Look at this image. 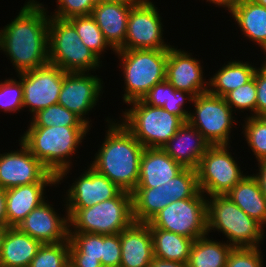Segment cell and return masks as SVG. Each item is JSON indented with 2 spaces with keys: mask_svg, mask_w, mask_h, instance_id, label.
<instances>
[{
  "mask_svg": "<svg viewBox=\"0 0 266 267\" xmlns=\"http://www.w3.org/2000/svg\"><path fill=\"white\" fill-rule=\"evenodd\" d=\"M46 200L36 207L17 228L39 241L41 244H54L69 239V217H60L52 204Z\"/></svg>",
  "mask_w": 266,
  "mask_h": 267,
  "instance_id": "17",
  "label": "cell"
},
{
  "mask_svg": "<svg viewBox=\"0 0 266 267\" xmlns=\"http://www.w3.org/2000/svg\"><path fill=\"white\" fill-rule=\"evenodd\" d=\"M230 14L243 32L244 37L256 42L264 51L266 49V7L246 0Z\"/></svg>",
  "mask_w": 266,
  "mask_h": 267,
  "instance_id": "26",
  "label": "cell"
},
{
  "mask_svg": "<svg viewBox=\"0 0 266 267\" xmlns=\"http://www.w3.org/2000/svg\"><path fill=\"white\" fill-rule=\"evenodd\" d=\"M57 183H32L5 190L6 223L8 227H17L25 217L45 200L46 186Z\"/></svg>",
  "mask_w": 266,
  "mask_h": 267,
  "instance_id": "23",
  "label": "cell"
},
{
  "mask_svg": "<svg viewBox=\"0 0 266 267\" xmlns=\"http://www.w3.org/2000/svg\"><path fill=\"white\" fill-rule=\"evenodd\" d=\"M41 245L17 227H9L0 251V267H29Z\"/></svg>",
  "mask_w": 266,
  "mask_h": 267,
  "instance_id": "24",
  "label": "cell"
},
{
  "mask_svg": "<svg viewBox=\"0 0 266 267\" xmlns=\"http://www.w3.org/2000/svg\"><path fill=\"white\" fill-rule=\"evenodd\" d=\"M120 267H149L153 255V239L147 223L134 222L120 232Z\"/></svg>",
  "mask_w": 266,
  "mask_h": 267,
  "instance_id": "22",
  "label": "cell"
},
{
  "mask_svg": "<svg viewBox=\"0 0 266 267\" xmlns=\"http://www.w3.org/2000/svg\"><path fill=\"white\" fill-rule=\"evenodd\" d=\"M68 21L75 27L82 43L99 58L102 53L106 52L105 49L107 48L115 52L106 42L102 31L91 15L72 17Z\"/></svg>",
  "mask_w": 266,
  "mask_h": 267,
  "instance_id": "33",
  "label": "cell"
},
{
  "mask_svg": "<svg viewBox=\"0 0 266 267\" xmlns=\"http://www.w3.org/2000/svg\"><path fill=\"white\" fill-rule=\"evenodd\" d=\"M207 197L201 191L193 198L177 200L160 210L149 228H160L193 240L207 233Z\"/></svg>",
  "mask_w": 266,
  "mask_h": 267,
  "instance_id": "9",
  "label": "cell"
},
{
  "mask_svg": "<svg viewBox=\"0 0 266 267\" xmlns=\"http://www.w3.org/2000/svg\"><path fill=\"white\" fill-rule=\"evenodd\" d=\"M257 164L259 167V172L255 175L253 174V176L257 179L261 188V192L266 198V159L259 161Z\"/></svg>",
  "mask_w": 266,
  "mask_h": 267,
  "instance_id": "44",
  "label": "cell"
},
{
  "mask_svg": "<svg viewBox=\"0 0 266 267\" xmlns=\"http://www.w3.org/2000/svg\"><path fill=\"white\" fill-rule=\"evenodd\" d=\"M127 105L133 106L122 112L120 122L145 148L163 147L185 123L162 107L147 105L142 100Z\"/></svg>",
  "mask_w": 266,
  "mask_h": 267,
  "instance_id": "7",
  "label": "cell"
},
{
  "mask_svg": "<svg viewBox=\"0 0 266 267\" xmlns=\"http://www.w3.org/2000/svg\"><path fill=\"white\" fill-rule=\"evenodd\" d=\"M263 52H264V55H265L266 54V49ZM265 59H266V57H265ZM262 65L266 68V60L264 61V63Z\"/></svg>",
  "mask_w": 266,
  "mask_h": 267,
  "instance_id": "51",
  "label": "cell"
},
{
  "mask_svg": "<svg viewBox=\"0 0 266 267\" xmlns=\"http://www.w3.org/2000/svg\"><path fill=\"white\" fill-rule=\"evenodd\" d=\"M183 169L184 167L175 162L162 148H144L139 167V181L135 189L163 186Z\"/></svg>",
  "mask_w": 266,
  "mask_h": 267,
  "instance_id": "21",
  "label": "cell"
},
{
  "mask_svg": "<svg viewBox=\"0 0 266 267\" xmlns=\"http://www.w3.org/2000/svg\"><path fill=\"white\" fill-rule=\"evenodd\" d=\"M251 1L266 7V0H251Z\"/></svg>",
  "mask_w": 266,
  "mask_h": 267,
  "instance_id": "50",
  "label": "cell"
},
{
  "mask_svg": "<svg viewBox=\"0 0 266 267\" xmlns=\"http://www.w3.org/2000/svg\"><path fill=\"white\" fill-rule=\"evenodd\" d=\"M8 228L9 227L7 225H0V251H1L3 240H4V237L6 235Z\"/></svg>",
  "mask_w": 266,
  "mask_h": 267,
  "instance_id": "49",
  "label": "cell"
},
{
  "mask_svg": "<svg viewBox=\"0 0 266 267\" xmlns=\"http://www.w3.org/2000/svg\"><path fill=\"white\" fill-rule=\"evenodd\" d=\"M57 9L50 17L68 20L76 16L91 15L95 2L93 0H57Z\"/></svg>",
  "mask_w": 266,
  "mask_h": 267,
  "instance_id": "40",
  "label": "cell"
},
{
  "mask_svg": "<svg viewBox=\"0 0 266 267\" xmlns=\"http://www.w3.org/2000/svg\"><path fill=\"white\" fill-rule=\"evenodd\" d=\"M242 133L257 162L266 159V116H248Z\"/></svg>",
  "mask_w": 266,
  "mask_h": 267,
  "instance_id": "36",
  "label": "cell"
},
{
  "mask_svg": "<svg viewBox=\"0 0 266 267\" xmlns=\"http://www.w3.org/2000/svg\"><path fill=\"white\" fill-rule=\"evenodd\" d=\"M90 129L89 126L28 127L19 141L57 176V184H61L73 165L71 156Z\"/></svg>",
  "mask_w": 266,
  "mask_h": 267,
  "instance_id": "3",
  "label": "cell"
},
{
  "mask_svg": "<svg viewBox=\"0 0 266 267\" xmlns=\"http://www.w3.org/2000/svg\"><path fill=\"white\" fill-rule=\"evenodd\" d=\"M48 47L49 63L65 72H91L102 66V60L82 43L68 20L50 17Z\"/></svg>",
  "mask_w": 266,
  "mask_h": 267,
  "instance_id": "8",
  "label": "cell"
},
{
  "mask_svg": "<svg viewBox=\"0 0 266 267\" xmlns=\"http://www.w3.org/2000/svg\"><path fill=\"white\" fill-rule=\"evenodd\" d=\"M101 1H103V2H119V3H124V4L136 5L141 0H101Z\"/></svg>",
  "mask_w": 266,
  "mask_h": 267,
  "instance_id": "48",
  "label": "cell"
},
{
  "mask_svg": "<svg viewBox=\"0 0 266 267\" xmlns=\"http://www.w3.org/2000/svg\"><path fill=\"white\" fill-rule=\"evenodd\" d=\"M46 7L29 0L16 18L0 30L2 50L17 73H23L49 62V20Z\"/></svg>",
  "mask_w": 266,
  "mask_h": 267,
  "instance_id": "1",
  "label": "cell"
},
{
  "mask_svg": "<svg viewBox=\"0 0 266 267\" xmlns=\"http://www.w3.org/2000/svg\"><path fill=\"white\" fill-rule=\"evenodd\" d=\"M102 79L88 72H66L58 97V104L77 115L90 127L88 115L99 102L103 90Z\"/></svg>",
  "mask_w": 266,
  "mask_h": 267,
  "instance_id": "15",
  "label": "cell"
},
{
  "mask_svg": "<svg viewBox=\"0 0 266 267\" xmlns=\"http://www.w3.org/2000/svg\"><path fill=\"white\" fill-rule=\"evenodd\" d=\"M194 96L183 90H176L166 79L155 84L142 101L147 105L162 107L169 113L180 117L184 122H188L191 110H185V102L192 103ZM184 108V109H183Z\"/></svg>",
  "mask_w": 266,
  "mask_h": 267,
  "instance_id": "29",
  "label": "cell"
},
{
  "mask_svg": "<svg viewBox=\"0 0 266 267\" xmlns=\"http://www.w3.org/2000/svg\"><path fill=\"white\" fill-rule=\"evenodd\" d=\"M229 148V145H211L200 160L196 169L198 184L207 197L226 195L246 176Z\"/></svg>",
  "mask_w": 266,
  "mask_h": 267,
  "instance_id": "11",
  "label": "cell"
},
{
  "mask_svg": "<svg viewBox=\"0 0 266 267\" xmlns=\"http://www.w3.org/2000/svg\"><path fill=\"white\" fill-rule=\"evenodd\" d=\"M114 54L121 61L125 83L122 98L127 104L142 100L155 84L166 79L168 49L118 50Z\"/></svg>",
  "mask_w": 266,
  "mask_h": 267,
  "instance_id": "6",
  "label": "cell"
},
{
  "mask_svg": "<svg viewBox=\"0 0 266 267\" xmlns=\"http://www.w3.org/2000/svg\"><path fill=\"white\" fill-rule=\"evenodd\" d=\"M31 119L29 127L88 126L72 111L60 104L39 110Z\"/></svg>",
  "mask_w": 266,
  "mask_h": 267,
  "instance_id": "34",
  "label": "cell"
},
{
  "mask_svg": "<svg viewBox=\"0 0 266 267\" xmlns=\"http://www.w3.org/2000/svg\"><path fill=\"white\" fill-rule=\"evenodd\" d=\"M23 109V86L19 79L13 78L0 81V110L9 112H20Z\"/></svg>",
  "mask_w": 266,
  "mask_h": 267,
  "instance_id": "39",
  "label": "cell"
},
{
  "mask_svg": "<svg viewBox=\"0 0 266 267\" xmlns=\"http://www.w3.org/2000/svg\"><path fill=\"white\" fill-rule=\"evenodd\" d=\"M210 146V143L195 127L185 122L161 148L184 168L196 170L202 156Z\"/></svg>",
  "mask_w": 266,
  "mask_h": 267,
  "instance_id": "19",
  "label": "cell"
},
{
  "mask_svg": "<svg viewBox=\"0 0 266 267\" xmlns=\"http://www.w3.org/2000/svg\"><path fill=\"white\" fill-rule=\"evenodd\" d=\"M0 225H7L6 223V194L5 189L0 188Z\"/></svg>",
  "mask_w": 266,
  "mask_h": 267,
  "instance_id": "47",
  "label": "cell"
},
{
  "mask_svg": "<svg viewBox=\"0 0 266 267\" xmlns=\"http://www.w3.org/2000/svg\"><path fill=\"white\" fill-rule=\"evenodd\" d=\"M205 235L194 240L188 258V267H226L233 246Z\"/></svg>",
  "mask_w": 266,
  "mask_h": 267,
  "instance_id": "31",
  "label": "cell"
},
{
  "mask_svg": "<svg viewBox=\"0 0 266 267\" xmlns=\"http://www.w3.org/2000/svg\"><path fill=\"white\" fill-rule=\"evenodd\" d=\"M104 142L90 165L122 191L132 193L139 181L144 146L120 122L110 118Z\"/></svg>",
  "mask_w": 266,
  "mask_h": 267,
  "instance_id": "2",
  "label": "cell"
},
{
  "mask_svg": "<svg viewBox=\"0 0 266 267\" xmlns=\"http://www.w3.org/2000/svg\"><path fill=\"white\" fill-rule=\"evenodd\" d=\"M233 247L226 267H263L261 248Z\"/></svg>",
  "mask_w": 266,
  "mask_h": 267,
  "instance_id": "41",
  "label": "cell"
},
{
  "mask_svg": "<svg viewBox=\"0 0 266 267\" xmlns=\"http://www.w3.org/2000/svg\"><path fill=\"white\" fill-rule=\"evenodd\" d=\"M76 178L65 196L66 209H84L115 198L122 190L91 165Z\"/></svg>",
  "mask_w": 266,
  "mask_h": 267,
  "instance_id": "16",
  "label": "cell"
},
{
  "mask_svg": "<svg viewBox=\"0 0 266 267\" xmlns=\"http://www.w3.org/2000/svg\"><path fill=\"white\" fill-rule=\"evenodd\" d=\"M226 196L249 217L266 227V198L252 174L246 175Z\"/></svg>",
  "mask_w": 266,
  "mask_h": 267,
  "instance_id": "25",
  "label": "cell"
},
{
  "mask_svg": "<svg viewBox=\"0 0 266 267\" xmlns=\"http://www.w3.org/2000/svg\"><path fill=\"white\" fill-rule=\"evenodd\" d=\"M133 218L136 223H149L160 210L167 207L166 183L150 189L132 192Z\"/></svg>",
  "mask_w": 266,
  "mask_h": 267,
  "instance_id": "32",
  "label": "cell"
},
{
  "mask_svg": "<svg viewBox=\"0 0 266 267\" xmlns=\"http://www.w3.org/2000/svg\"><path fill=\"white\" fill-rule=\"evenodd\" d=\"M150 0H141L129 13L125 43L120 50L169 49L164 42L162 18Z\"/></svg>",
  "mask_w": 266,
  "mask_h": 267,
  "instance_id": "12",
  "label": "cell"
},
{
  "mask_svg": "<svg viewBox=\"0 0 266 267\" xmlns=\"http://www.w3.org/2000/svg\"><path fill=\"white\" fill-rule=\"evenodd\" d=\"M149 267H188L187 263H180L175 261L162 260L153 257Z\"/></svg>",
  "mask_w": 266,
  "mask_h": 267,
  "instance_id": "46",
  "label": "cell"
},
{
  "mask_svg": "<svg viewBox=\"0 0 266 267\" xmlns=\"http://www.w3.org/2000/svg\"><path fill=\"white\" fill-rule=\"evenodd\" d=\"M192 102L195 111L189 113L188 122L203 135L210 145H229L231 129L236 121L232 116L233 110L224 97L207 91L198 94Z\"/></svg>",
  "mask_w": 266,
  "mask_h": 267,
  "instance_id": "10",
  "label": "cell"
},
{
  "mask_svg": "<svg viewBox=\"0 0 266 267\" xmlns=\"http://www.w3.org/2000/svg\"><path fill=\"white\" fill-rule=\"evenodd\" d=\"M66 74L60 67L47 63L33 70L18 73L23 86V108L32 116L39 110L58 104V97Z\"/></svg>",
  "mask_w": 266,
  "mask_h": 267,
  "instance_id": "13",
  "label": "cell"
},
{
  "mask_svg": "<svg viewBox=\"0 0 266 267\" xmlns=\"http://www.w3.org/2000/svg\"><path fill=\"white\" fill-rule=\"evenodd\" d=\"M20 150L0 154V188L10 189L32 183H57L52 174L20 141Z\"/></svg>",
  "mask_w": 266,
  "mask_h": 267,
  "instance_id": "14",
  "label": "cell"
},
{
  "mask_svg": "<svg viewBox=\"0 0 266 267\" xmlns=\"http://www.w3.org/2000/svg\"><path fill=\"white\" fill-rule=\"evenodd\" d=\"M29 267H69V239L60 243L42 244Z\"/></svg>",
  "mask_w": 266,
  "mask_h": 267,
  "instance_id": "37",
  "label": "cell"
},
{
  "mask_svg": "<svg viewBox=\"0 0 266 267\" xmlns=\"http://www.w3.org/2000/svg\"><path fill=\"white\" fill-rule=\"evenodd\" d=\"M206 217L207 233L212 230L222 232L227 238L226 242L233 247L258 248L266 236L264 227L226 195L207 197Z\"/></svg>",
  "mask_w": 266,
  "mask_h": 267,
  "instance_id": "4",
  "label": "cell"
},
{
  "mask_svg": "<svg viewBox=\"0 0 266 267\" xmlns=\"http://www.w3.org/2000/svg\"><path fill=\"white\" fill-rule=\"evenodd\" d=\"M102 234L69 232V267H102Z\"/></svg>",
  "mask_w": 266,
  "mask_h": 267,
  "instance_id": "27",
  "label": "cell"
},
{
  "mask_svg": "<svg viewBox=\"0 0 266 267\" xmlns=\"http://www.w3.org/2000/svg\"><path fill=\"white\" fill-rule=\"evenodd\" d=\"M156 258L187 263L194 240L160 228H150Z\"/></svg>",
  "mask_w": 266,
  "mask_h": 267,
  "instance_id": "30",
  "label": "cell"
},
{
  "mask_svg": "<svg viewBox=\"0 0 266 267\" xmlns=\"http://www.w3.org/2000/svg\"><path fill=\"white\" fill-rule=\"evenodd\" d=\"M256 92V82L255 78H253L248 83L227 93L224 96V99L232 110L235 111L234 113H236V110H241V112L249 110L251 112V116H256Z\"/></svg>",
  "mask_w": 266,
  "mask_h": 267,
  "instance_id": "38",
  "label": "cell"
},
{
  "mask_svg": "<svg viewBox=\"0 0 266 267\" xmlns=\"http://www.w3.org/2000/svg\"><path fill=\"white\" fill-rule=\"evenodd\" d=\"M199 192L197 171L184 168L175 178L166 183L167 206L177 200L193 198Z\"/></svg>",
  "mask_w": 266,
  "mask_h": 267,
  "instance_id": "35",
  "label": "cell"
},
{
  "mask_svg": "<svg viewBox=\"0 0 266 267\" xmlns=\"http://www.w3.org/2000/svg\"><path fill=\"white\" fill-rule=\"evenodd\" d=\"M95 3H97V2H101V0H93Z\"/></svg>",
  "mask_w": 266,
  "mask_h": 267,
  "instance_id": "52",
  "label": "cell"
},
{
  "mask_svg": "<svg viewBox=\"0 0 266 267\" xmlns=\"http://www.w3.org/2000/svg\"><path fill=\"white\" fill-rule=\"evenodd\" d=\"M256 82V116H266V68L261 64L254 74Z\"/></svg>",
  "mask_w": 266,
  "mask_h": 267,
  "instance_id": "43",
  "label": "cell"
},
{
  "mask_svg": "<svg viewBox=\"0 0 266 267\" xmlns=\"http://www.w3.org/2000/svg\"><path fill=\"white\" fill-rule=\"evenodd\" d=\"M256 66L243 61H229L219 69L209 81V92L224 97L230 91L242 86L254 78Z\"/></svg>",
  "mask_w": 266,
  "mask_h": 267,
  "instance_id": "28",
  "label": "cell"
},
{
  "mask_svg": "<svg viewBox=\"0 0 266 267\" xmlns=\"http://www.w3.org/2000/svg\"><path fill=\"white\" fill-rule=\"evenodd\" d=\"M65 213L69 217V227H73L69 232L119 234L135 222L132 193L126 191L91 207L66 209Z\"/></svg>",
  "mask_w": 266,
  "mask_h": 267,
  "instance_id": "5",
  "label": "cell"
},
{
  "mask_svg": "<svg viewBox=\"0 0 266 267\" xmlns=\"http://www.w3.org/2000/svg\"><path fill=\"white\" fill-rule=\"evenodd\" d=\"M201 61L191 53L171 46L168 49L166 80L176 89L191 93L194 97L209 90V81L203 77ZM204 78V79H203Z\"/></svg>",
  "mask_w": 266,
  "mask_h": 267,
  "instance_id": "18",
  "label": "cell"
},
{
  "mask_svg": "<svg viewBox=\"0 0 266 267\" xmlns=\"http://www.w3.org/2000/svg\"><path fill=\"white\" fill-rule=\"evenodd\" d=\"M133 6L119 2L101 1L93 7L91 16L114 51L120 50L125 43L128 17Z\"/></svg>",
  "mask_w": 266,
  "mask_h": 267,
  "instance_id": "20",
  "label": "cell"
},
{
  "mask_svg": "<svg viewBox=\"0 0 266 267\" xmlns=\"http://www.w3.org/2000/svg\"><path fill=\"white\" fill-rule=\"evenodd\" d=\"M246 0H207L206 2H210L217 6H221L223 8H227L229 10L228 13H231L235 8L241 5Z\"/></svg>",
  "mask_w": 266,
  "mask_h": 267,
  "instance_id": "45",
  "label": "cell"
},
{
  "mask_svg": "<svg viewBox=\"0 0 266 267\" xmlns=\"http://www.w3.org/2000/svg\"><path fill=\"white\" fill-rule=\"evenodd\" d=\"M121 242L119 234H102V267H120Z\"/></svg>",
  "mask_w": 266,
  "mask_h": 267,
  "instance_id": "42",
  "label": "cell"
}]
</instances>
